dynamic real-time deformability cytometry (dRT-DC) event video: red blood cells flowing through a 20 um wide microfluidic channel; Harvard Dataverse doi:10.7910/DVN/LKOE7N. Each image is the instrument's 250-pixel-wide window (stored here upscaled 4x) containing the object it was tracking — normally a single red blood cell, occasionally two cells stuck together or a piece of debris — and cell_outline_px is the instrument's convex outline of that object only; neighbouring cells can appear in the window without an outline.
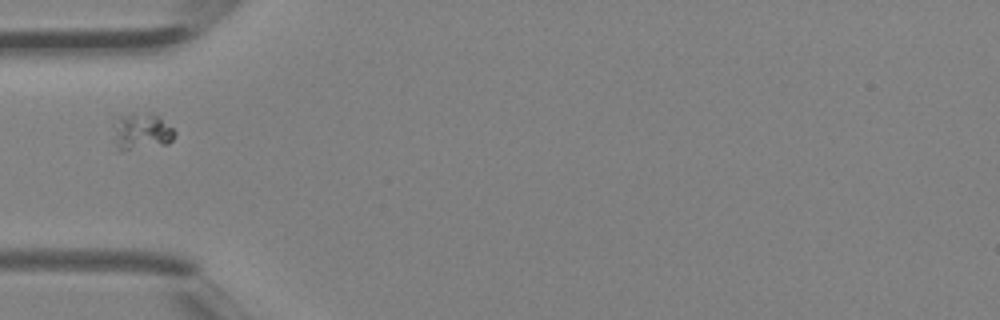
{"species": "Egyptian fruit bat (a non-hibernating species)", "species_latin": "Rousettus aegyptiacus", "temperature_condition": "room temperature", "stored_images_in_passage": 1, "camera_frame_rate_fps": 3000, "um_per_image_px": 0.085, "animal": {"sex": "female"}, "frame": {"image": 1, "passage_image": 1, "time_ms": 0.0, "image_size_px": [1000, 320], "cell_outline_px": [[176, 136], [168, 144], [128, 148], [120, 148], [116, 132], [116, 128], [120, 116], [144, 112], [152, 112], [172, 128], [176, 132]], "centroid_in_image_um": [12.18, 11.12], "position_along_channel_um": 72.8, "area_um2": 12.02}}